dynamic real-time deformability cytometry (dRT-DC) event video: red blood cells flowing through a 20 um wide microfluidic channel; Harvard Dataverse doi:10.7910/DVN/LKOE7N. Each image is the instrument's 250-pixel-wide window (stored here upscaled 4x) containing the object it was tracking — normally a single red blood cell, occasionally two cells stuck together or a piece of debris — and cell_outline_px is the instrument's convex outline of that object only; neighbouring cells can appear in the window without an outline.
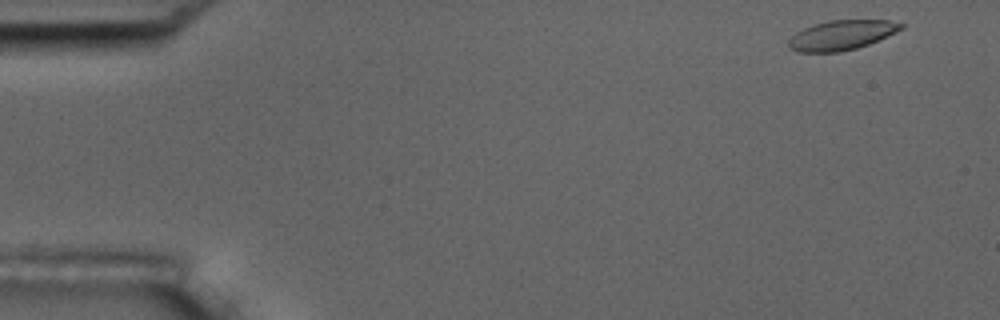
{"species": "common noctule bat (a hibernating species)", "species_latin": "Nyctalus noctula", "temperature_condition": "room temperature", "stored_images_in_passage": 4, "camera_frame_rate_fps": 3000, "um_per_image_px": 0.085, "animal": {"sex": "male", "body_mass_g": 17.5, "forearm_length_mm": 52.3}, "frame": {"image": 1, "passage_image": 1, "time_ms": 0.0, "image_size_px": [1000, 320], "cell_outline_px": [[904, 28], [896, 32], [868, 44], [856, 48], [840, 52], [800, 52], [788, 48], [788, 40], [796, 32], [804, 28], [828, 20], [888, 20], [904, 24]], "centroid_in_image_um": [71.52, 2.99], "position_along_channel_um": 13.5, "area_um2": 19.36}}